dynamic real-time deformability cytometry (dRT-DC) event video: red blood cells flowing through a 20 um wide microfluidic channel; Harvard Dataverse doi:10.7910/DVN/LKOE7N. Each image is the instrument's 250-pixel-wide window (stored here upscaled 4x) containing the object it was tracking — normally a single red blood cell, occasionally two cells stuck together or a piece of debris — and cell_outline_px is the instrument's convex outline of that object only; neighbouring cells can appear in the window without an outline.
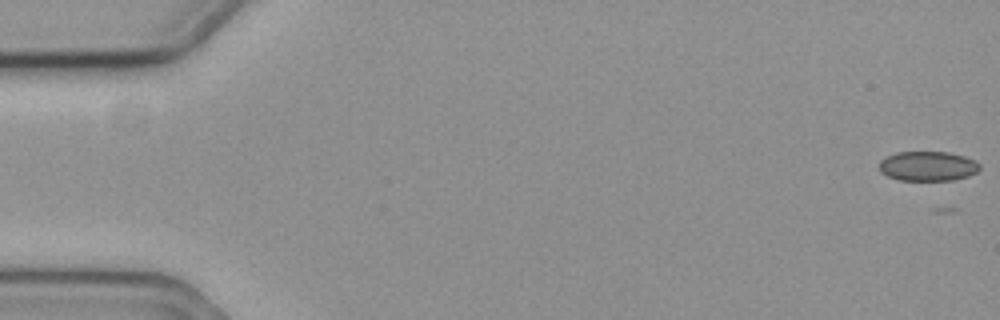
{"species": "common noctule bat (a hibernating species)", "species_latin": "Nyctalus noctula", "temperature_condition": "cold", "stored_images_in_passage": 17, "camera_frame_rate_fps": 3000, "um_per_image_px": 0.085, "animal": {"sex": "female", "body_mass_g": 19.3, "forearm_length_mm": 54.1}, "frame": {"image": 1, "passage_image": 1, "time_ms": 0.0, "image_size_px": [1000, 320], "cell_outline_px": [[980, 168], [976, 172], [968, 176], [952, 180], [900, 180], [888, 176], [880, 172], [880, 160], [884, 156], [896, 152], [948, 152], [964, 156], [976, 160], [980, 164]], "centroid_in_image_um": [78.86, 14.11], "position_along_channel_um": 6.1, "area_um2": 17.46}}
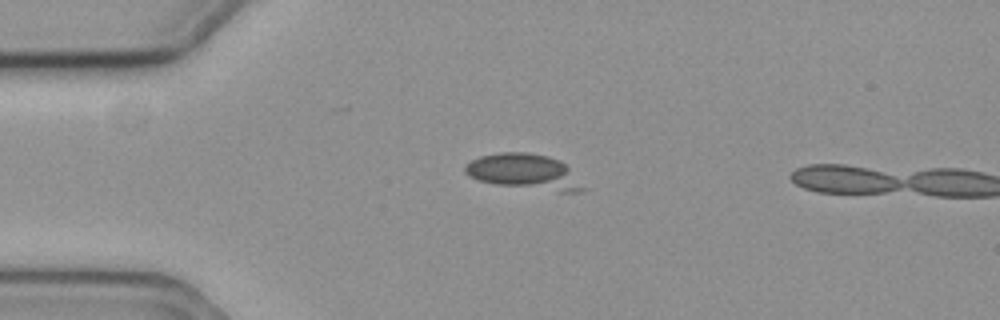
{"frame": {"image": 2, "passage_image": 15, "time_ms": 4.667, "image_size_px": [1000, 320], "cell_outline_px": [[584, 188], [580, 192], [560, 192], [496, 184], [480, 180], [468, 176], [464, 172], [464, 164], [480, 156], [500, 152], [528, 152], [548, 156], [560, 160], [568, 168]], "centroid_in_image_um": [44.52, 14.59], "position_along_channel_um": 40.5, "area_um2": 24.16}}